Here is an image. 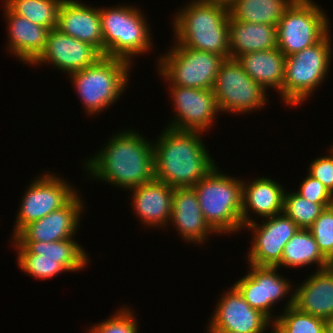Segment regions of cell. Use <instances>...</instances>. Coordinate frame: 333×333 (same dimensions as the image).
Instances as JSON below:
<instances>
[{
  "label": "cell",
  "instance_id": "obj_11",
  "mask_svg": "<svg viewBox=\"0 0 333 333\" xmlns=\"http://www.w3.org/2000/svg\"><path fill=\"white\" fill-rule=\"evenodd\" d=\"M37 176L27 186L21 198L12 239L30 223L63 207L77 193V188L66 182V179L64 181V178L58 177L59 175L47 171Z\"/></svg>",
  "mask_w": 333,
  "mask_h": 333
},
{
  "label": "cell",
  "instance_id": "obj_9",
  "mask_svg": "<svg viewBox=\"0 0 333 333\" xmlns=\"http://www.w3.org/2000/svg\"><path fill=\"white\" fill-rule=\"evenodd\" d=\"M326 15L313 0H294L277 24V48L287 57L318 43L332 28Z\"/></svg>",
  "mask_w": 333,
  "mask_h": 333
},
{
  "label": "cell",
  "instance_id": "obj_13",
  "mask_svg": "<svg viewBox=\"0 0 333 333\" xmlns=\"http://www.w3.org/2000/svg\"><path fill=\"white\" fill-rule=\"evenodd\" d=\"M170 98L175 108L174 119L166 126L175 130L205 133L219 114L212 89H199L168 85ZM216 116V118H215Z\"/></svg>",
  "mask_w": 333,
  "mask_h": 333
},
{
  "label": "cell",
  "instance_id": "obj_6",
  "mask_svg": "<svg viewBox=\"0 0 333 333\" xmlns=\"http://www.w3.org/2000/svg\"><path fill=\"white\" fill-rule=\"evenodd\" d=\"M103 34V56L129 61L139 54L150 53L153 39L150 27L140 8L123 4L100 8Z\"/></svg>",
  "mask_w": 333,
  "mask_h": 333
},
{
  "label": "cell",
  "instance_id": "obj_5",
  "mask_svg": "<svg viewBox=\"0 0 333 333\" xmlns=\"http://www.w3.org/2000/svg\"><path fill=\"white\" fill-rule=\"evenodd\" d=\"M132 64L121 58L102 56L95 64L70 73L87 115H97L119 100L129 82Z\"/></svg>",
  "mask_w": 333,
  "mask_h": 333
},
{
  "label": "cell",
  "instance_id": "obj_8",
  "mask_svg": "<svg viewBox=\"0 0 333 333\" xmlns=\"http://www.w3.org/2000/svg\"><path fill=\"white\" fill-rule=\"evenodd\" d=\"M159 57L157 69L168 85L213 89L223 56L189 49L174 42L173 47Z\"/></svg>",
  "mask_w": 333,
  "mask_h": 333
},
{
  "label": "cell",
  "instance_id": "obj_24",
  "mask_svg": "<svg viewBox=\"0 0 333 333\" xmlns=\"http://www.w3.org/2000/svg\"><path fill=\"white\" fill-rule=\"evenodd\" d=\"M286 56L280 49L246 53L237 58L243 70L266 92L277 90L282 101V84L284 81ZM279 91V92H278Z\"/></svg>",
  "mask_w": 333,
  "mask_h": 333
},
{
  "label": "cell",
  "instance_id": "obj_23",
  "mask_svg": "<svg viewBox=\"0 0 333 333\" xmlns=\"http://www.w3.org/2000/svg\"><path fill=\"white\" fill-rule=\"evenodd\" d=\"M254 179L252 182L243 180L241 212L243 226L255 221L249 213L251 211L262 219L283 212L285 190L282 184L264 176Z\"/></svg>",
  "mask_w": 333,
  "mask_h": 333
},
{
  "label": "cell",
  "instance_id": "obj_33",
  "mask_svg": "<svg viewBox=\"0 0 333 333\" xmlns=\"http://www.w3.org/2000/svg\"><path fill=\"white\" fill-rule=\"evenodd\" d=\"M308 230L322 254L333 264V205L326 207Z\"/></svg>",
  "mask_w": 333,
  "mask_h": 333
},
{
  "label": "cell",
  "instance_id": "obj_27",
  "mask_svg": "<svg viewBox=\"0 0 333 333\" xmlns=\"http://www.w3.org/2000/svg\"><path fill=\"white\" fill-rule=\"evenodd\" d=\"M312 264H317L316 270L332 265L320 251L311 232L300 228L284 246L281 262L276 267L297 268Z\"/></svg>",
  "mask_w": 333,
  "mask_h": 333
},
{
  "label": "cell",
  "instance_id": "obj_15",
  "mask_svg": "<svg viewBox=\"0 0 333 333\" xmlns=\"http://www.w3.org/2000/svg\"><path fill=\"white\" fill-rule=\"evenodd\" d=\"M264 220L261 224L254 221L243 226L253 233L247 262L255 266L276 267L281 262L284 246L300 228L283 212Z\"/></svg>",
  "mask_w": 333,
  "mask_h": 333
},
{
  "label": "cell",
  "instance_id": "obj_20",
  "mask_svg": "<svg viewBox=\"0 0 333 333\" xmlns=\"http://www.w3.org/2000/svg\"><path fill=\"white\" fill-rule=\"evenodd\" d=\"M173 191V187L155 179L130 189L132 208L141 224L156 229L170 226Z\"/></svg>",
  "mask_w": 333,
  "mask_h": 333
},
{
  "label": "cell",
  "instance_id": "obj_38",
  "mask_svg": "<svg viewBox=\"0 0 333 333\" xmlns=\"http://www.w3.org/2000/svg\"><path fill=\"white\" fill-rule=\"evenodd\" d=\"M196 1H201V2H220V3H224L226 5H229L232 0H196Z\"/></svg>",
  "mask_w": 333,
  "mask_h": 333
},
{
  "label": "cell",
  "instance_id": "obj_35",
  "mask_svg": "<svg viewBox=\"0 0 333 333\" xmlns=\"http://www.w3.org/2000/svg\"><path fill=\"white\" fill-rule=\"evenodd\" d=\"M301 197L314 203H333V194L316 178L307 174L298 191Z\"/></svg>",
  "mask_w": 333,
  "mask_h": 333
},
{
  "label": "cell",
  "instance_id": "obj_12",
  "mask_svg": "<svg viewBox=\"0 0 333 333\" xmlns=\"http://www.w3.org/2000/svg\"><path fill=\"white\" fill-rule=\"evenodd\" d=\"M249 271L233 284L249 305L261 311L272 322V306L283 298H288L284 309L294 306L292 283L277 273L278 267L255 266L249 264ZM293 294H292V293ZM290 294V295H289ZM287 296V297H285Z\"/></svg>",
  "mask_w": 333,
  "mask_h": 333
},
{
  "label": "cell",
  "instance_id": "obj_29",
  "mask_svg": "<svg viewBox=\"0 0 333 333\" xmlns=\"http://www.w3.org/2000/svg\"><path fill=\"white\" fill-rule=\"evenodd\" d=\"M63 0H3L14 14L27 18L32 23L48 28H57L58 10Z\"/></svg>",
  "mask_w": 333,
  "mask_h": 333
},
{
  "label": "cell",
  "instance_id": "obj_19",
  "mask_svg": "<svg viewBox=\"0 0 333 333\" xmlns=\"http://www.w3.org/2000/svg\"><path fill=\"white\" fill-rule=\"evenodd\" d=\"M61 33L93 45L103 55V34L99 7L77 0H63L58 10L57 28Z\"/></svg>",
  "mask_w": 333,
  "mask_h": 333
},
{
  "label": "cell",
  "instance_id": "obj_1",
  "mask_svg": "<svg viewBox=\"0 0 333 333\" xmlns=\"http://www.w3.org/2000/svg\"><path fill=\"white\" fill-rule=\"evenodd\" d=\"M125 129L118 130L93 157L84 160V169L92 180L129 191L154 180L153 141L139 131Z\"/></svg>",
  "mask_w": 333,
  "mask_h": 333
},
{
  "label": "cell",
  "instance_id": "obj_39",
  "mask_svg": "<svg viewBox=\"0 0 333 333\" xmlns=\"http://www.w3.org/2000/svg\"><path fill=\"white\" fill-rule=\"evenodd\" d=\"M272 331L270 333H282V331L273 323L272 326H270Z\"/></svg>",
  "mask_w": 333,
  "mask_h": 333
},
{
  "label": "cell",
  "instance_id": "obj_25",
  "mask_svg": "<svg viewBox=\"0 0 333 333\" xmlns=\"http://www.w3.org/2000/svg\"><path fill=\"white\" fill-rule=\"evenodd\" d=\"M277 47V26L229 20L230 58Z\"/></svg>",
  "mask_w": 333,
  "mask_h": 333
},
{
  "label": "cell",
  "instance_id": "obj_16",
  "mask_svg": "<svg viewBox=\"0 0 333 333\" xmlns=\"http://www.w3.org/2000/svg\"><path fill=\"white\" fill-rule=\"evenodd\" d=\"M103 55L91 44L61 33L58 29L48 32L41 54L30 64H48L65 74L80 71L95 64Z\"/></svg>",
  "mask_w": 333,
  "mask_h": 333
},
{
  "label": "cell",
  "instance_id": "obj_31",
  "mask_svg": "<svg viewBox=\"0 0 333 333\" xmlns=\"http://www.w3.org/2000/svg\"><path fill=\"white\" fill-rule=\"evenodd\" d=\"M17 251V265L26 275H30L36 280H48L61 273L70 272L62 263L56 260L37 259L30 254L15 238L11 239Z\"/></svg>",
  "mask_w": 333,
  "mask_h": 333
},
{
  "label": "cell",
  "instance_id": "obj_22",
  "mask_svg": "<svg viewBox=\"0 0 333 333\" xmlns=\"http://www.w3.org/2000/svg\"><path fill=\"white\" fill-rule=\"evenodd\" d=\"M2 5L8 29L6 48L20 62L30 65L44 50L49 29L14 14L5 4Z\"/></svg>",
  "mask_w": 333,
  "mask_h": 333
},
{
  "label": "cell",
  "instance_id": "obj_34",
  "mask_svg": "<svg viewBox=\"0 0 333 333\" xmlns=\"http://www.w3.org/2000/svg\"><path fill=\"white\" fill-rule=\"evenodd\" d=\"M131 310L123 305L109 319L88 328V333H137L139 331L138 321L134 316V311Z\"/></svg>",
  "mask_w": 333,
  "mask_h": 333
},
{
  "label": "cell",
  "instance_id": "obj_3",
  "mask_svg": "<svg viewBox=\"0 0 333 333\" xmlns=\"http://www.w3.org/2000/svg\"><path fill=\"white\" fill-rule=\"evenodd\" d=\"M173 16L175 43L230 58L228 5L192 0Z\"/></svg>",
  "mask_w": 333,
  "mask_h": 333
},
{
  "label": "cell",
  "instance_id": "obj_36",
  "mask_svg": "<svg viewBox=\"0 0 333 333\" xmlns=\"http://www.w3.org/2000/svg\"><path fill=\"white\" fill-rule=\"evenodd\" d=\"M308 174L318 179L333 194V150L329 149L328 156L315 158L308 168Z\"/></svg>",
  "mask_w": 333,
  "mask_h": 333
},
{
  "label": "cell",
  "instance_id": "obj_37",
  "mask_svg": "<svg viewBox=\"0 0 333 333\" xmlns=\"http://www.w3.org/2000/svg\"><path fill=\"white\" fill-rule=\"evenodd\" d=\"M324 333H333V317L325 320V332Z\"/></svg>",
  "mask_w": 333,
  "mask_h": 333
},
{
  "label": "cell",
  "instance_id": "obj_7",
  "mask_svg": "<svg viewBox=\"0 0 333 333\" xmlns=\"http://www.w3.org/2000/svg\"><path fill=\"white\" fill-rule=\"evenodd\" d=\"M330 31L315 45L285 58L282 101L285 105H300L322 85L332 61L333 44Z\"/></svg>",
  "mask_w": 333,
  "mask_h": 333
},
{
  "label": "cell",
  "instance_id": "obj_32",
  "mask_svg": "<svg viewBox=\"0 0 333 333\" xmlns=\"http://www.w3.org/2000/svg\"><path fill=\"white\" fill-rule=\"evenodd\" d=\"M276 315L274 324L282 333H324L325 320L305 314L292 306Z\"/></svg>",
  "mask_w": 333,
  "mask_h": 333
},
{
  "label": "cell",
  "instance_id": "obj_17",
  "mask_svg": "<svg viewBox=\"0 0 333 333\" xmlns=\"http://www.w3.org/2000/svg\"><path fill=\"white\" fill-rule=\"evenodd\" d=\"M78 192L61 208L27 225L16 237L18 242H56L74 238L84 213V200Z\"/></svg>",
  "mask_w": 333,
  "mask_h": 333
},
{
  "label": "cell",
  "instance_id": "obj_30",
  "mask_svg": "<svg viewBox=\"0 0 333 333\" xmlns=\"http://www.w3.org/2000/svg\"><path fill=\"white\" fill-rule=\"evenodd\" d=\"M333 203H314L298 195L295 191H285L283 213L290 217L301 229H308L321 212Z\"/></svg>",
  "mask_w": 333,
  "mask_h": 333
},
{
  "label": "cell",
  "instance_id": "obj_21",
  "mask_svg": "<svg viewBox=\"0 0 333 333\" xmlns=\"http://www.w3.org/2000/svg\"><path fill=\"white\" fill-rule=\"evenodd\" d=\"M294 307L314 317H333V264L317 270L294 288Z\"/></svg>",
  "mask_w": 333,
  "mask_h": 333
},
{
  "label": "cell",
  "instance_id": "obj_26",
  "mask_svg": "<svg viewBox=\"0 0 333 333\" xmlns=\"http://www.w3.org/2000/svg\"><path fill=\"white\" fill-rule=\"evenodd\" d=\"M75 238L56 242H19L37 259L56 260L62 263L70 272L82 271L89 263V255ZM82 269V270H81Z\"/></svg>",
  "mask_w": 333,
  "mask_h": 333
},
{
  "label": "cell",
  "instance_id": "obj_18",
  "mask_svg": "<svg viewBox=\"0 0 333 333\" xmlns=\"http://www.w3.org/2000/svg\"><path fill=\"white\" fill-rule=\"evenodd\" d=\"M169 224L176 227L180 238L195 245L207 242L212 233L218 235L206 222L193 187L174 188Z\"/></svg>",
  "mask_w": 333,
  "mask_h": 333
},
{
  "label": "cell",
  "instance_id": "obj_4",
  "mask_svg": "<svg viewBox=\"0 0 333 333\" xmlns=\"http://www.w3.org/2000/svg\"><path fill=\"white\" fill-rule=\"evenodd\" d=\"M193 188L206 222L219 236L242 231V179L228 176L216 165Z\"/></svg>",
  "mask_w": 333,
  "mask_h": 333
},
{
  "label": "cell",
  "instance_id": "obj_10",
  "mask_svg": "<svg viewBox=\"0 0 333 333\" xmlns=\"http://www.w3.org/2000/svg\"><path fill=\"white\" fill-rule=\"evenodd\" d=\"M212 90L222 114L229 112L245 115L261 110L268 101L266 91L233 58H227L221 63Z\"/></svg>",
  "mask_w": 333,
  "mask_h": 333
},
{
  "label": "cell",
  "instance_id": "obj_14",
  "mask_svg": "<svg viewBox=\"0 0 333 333\" xmlns=\"http://www.w3.org/2000/svg\"><path fill=\"white\" fill-rule=\"evenodd\" d=\"M222 295L208 322L209 333H265L273 324L252 308L234 285Z\"/></svg>",
  "mask_w": 333,
  "mask_h": 333
},
{
  "label": "cell",
  "instance_id": "obj_2",
  "mask_svg": "<svg viewBox=\"0 0 333 333\" xmlns=\"http://www.w3.org/2000/svg\"><path fill=\"white\" fill-rule=\"evenodd\" d=\"M201 134L164 128L153 142L154 179L173 188L193 187L203 179L216 164Z\"/></svg>",
  "mask_w": 333,
  "mask_h": 333
},
{
  "label": "cell",
  "instance_id": "obj_28",
  "mask_svg": "<svg viewBox=\"0 0 333 333\" xmlns=\"http://www.w3.org/2000/svg\"><path fill=\"white\" fill-rule=\"evenodd\" d=\"M294 0H232L230 16L236 21L277 26Z\"/></svg>",
  "mask_w": 333,
  "mask_h": 333
}]
</instances>
